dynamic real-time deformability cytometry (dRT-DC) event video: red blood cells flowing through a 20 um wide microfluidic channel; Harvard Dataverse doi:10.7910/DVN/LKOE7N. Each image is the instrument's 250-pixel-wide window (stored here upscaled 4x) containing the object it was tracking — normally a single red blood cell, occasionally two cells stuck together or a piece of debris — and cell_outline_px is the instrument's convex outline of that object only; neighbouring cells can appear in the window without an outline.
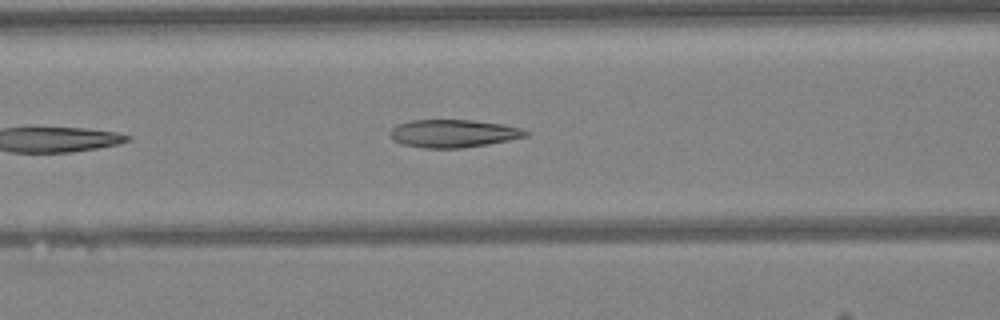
{"species": "Egyptian fruit bat (a non-hibernating species)", "species_latin": "Rousettus aegyptiacus", "temperature_condition": "warm", "stored_images_in_passage": 22, "camera_frame_rate_fps": 3000, "um_per_image_px": 0.085, "animal": {"sex": "female"}, "frame": {"image": 1, "passage_image": 7, "time_ms": 2.0, "image_size_px": [1000, 320], "cell_outline_px": [[528, 136], [488, 144], [460, 148], [424, 148], [404, 144], [392, 140], [388, 132], [396, 124], [412, 120], [472, 120], [500, 124], [520, 128], [528, 132]], "centroid_in_image_um": [38.48, 11.34], "position_along_channel_um": 128.1, "area_um2": 21.91}}